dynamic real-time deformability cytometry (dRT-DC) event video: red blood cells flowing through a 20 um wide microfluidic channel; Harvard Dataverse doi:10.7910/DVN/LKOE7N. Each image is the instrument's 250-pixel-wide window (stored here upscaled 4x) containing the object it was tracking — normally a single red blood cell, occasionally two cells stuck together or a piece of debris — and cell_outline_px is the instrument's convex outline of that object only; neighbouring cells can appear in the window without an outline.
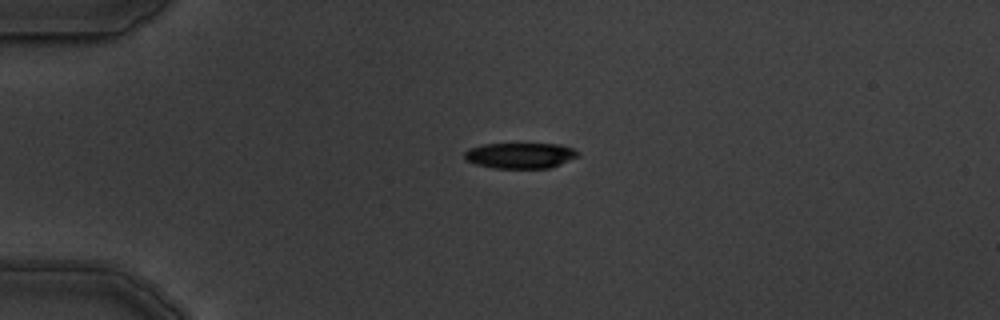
{"species": "common noctule bat (a hibernating species)", "species_latin": "Nyctalus noctula", "temperature_condition": "warm", "stored_images_in_passage": 3, "camera_frame_rate_fps": 3000, "um_per_image_px": 0.085, "animal": {"sex": "male", "body_mass_g": 19.5, "forearm_length_mm": 54.6}, "frame": {"image": 1, "passage_image": 1, "time_ms": 0.0, "image_size_px": [1000, 320], "cell_outline_px": [[580, 156], [560, 164], [548, 168], [492, 168], [476, 164], [468, 160], [464, 156], [464, 152], [468, 148], [484, 144], [560, 144], [572, 148], [580, 152]], "centroid_in_image_um": [44.24, 13.21], "position_along_channel_um": 40.8, "area_um2": 16.99}}
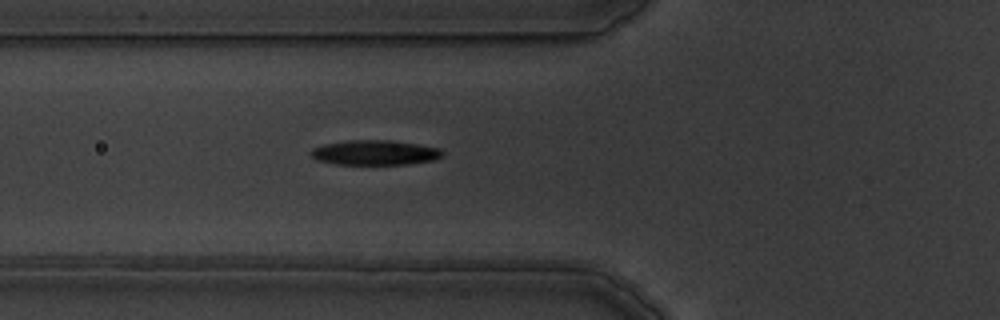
{"frame": {"image": 2, "passage_image": 3, "time_ms": 2.333, "image_size_px": [1000, 320], "cell_outline_px": [[444, 152], [440, 156], [432, 160], [404, 164], [336, 164], [316, 160], [308, 152], [312, 148], [324, 144], [344, 140], [396, 140], [440, 148]], "centroid_in_image_um": [31.81, 12.95], "position_along_channel_um": 94.0, "area_um2": 19.13}}